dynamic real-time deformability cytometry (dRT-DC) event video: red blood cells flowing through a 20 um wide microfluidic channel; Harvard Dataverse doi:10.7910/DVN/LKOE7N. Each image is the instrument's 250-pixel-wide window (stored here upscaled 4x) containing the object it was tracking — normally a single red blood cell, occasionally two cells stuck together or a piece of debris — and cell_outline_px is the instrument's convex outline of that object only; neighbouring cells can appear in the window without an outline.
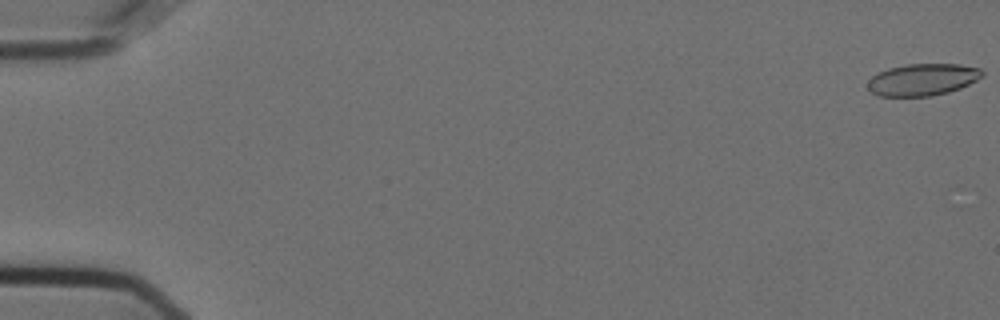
{"species": "Egyptian fruit bat (a non-hibernating species)", "species_latin": "Rousettus aegyptiacus", "temperature_condition": "cold", "stored_images_in_passage": 36, "camera_frame_rate_fps": 3000, "um_per_image_px": 0.085, "animal": {"sex": "female"}, "frame": {"image": 1, "passage_image": 1, "time_ms": 0.0, "image_size_px": [1000, 320], "cell_outline_px": [[984, 76], [960, 88], [948, 92], [932, 96], [880, 96], [872, 92], [868, 88], [868, 80], [872, 76], [888, 68], [908, 64], [960, 64], [980, 68], [984, 72]], "centroid_in_image_um": [78.44, 6.76], "position_along_channel_um": 6.6, "area_um2": 21.27}}
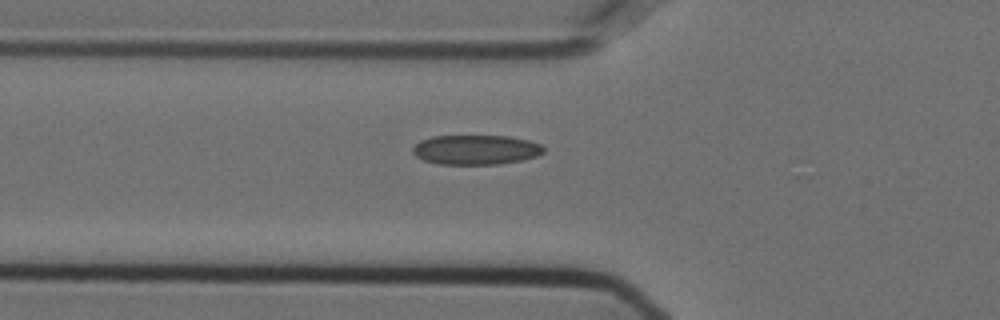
{"frame": {"image": 2, "passage_image": 21, "time_ms": 6.667, "image_size_px": [1000, 320], "cell_outline_px": [[544, 152], [536, 156], [520, 160], [496, 164], [436, 164], [424, 160], [416, 156], [412, 152], [412, 148], [420, 140], [432, 136], [508, 136], [528, 140], [540, 144], [544, 148]], "centroid_in_image_um": [40.41, 12.72], "position_along_channel_um": 85.4, "area_um2": 22.54}}
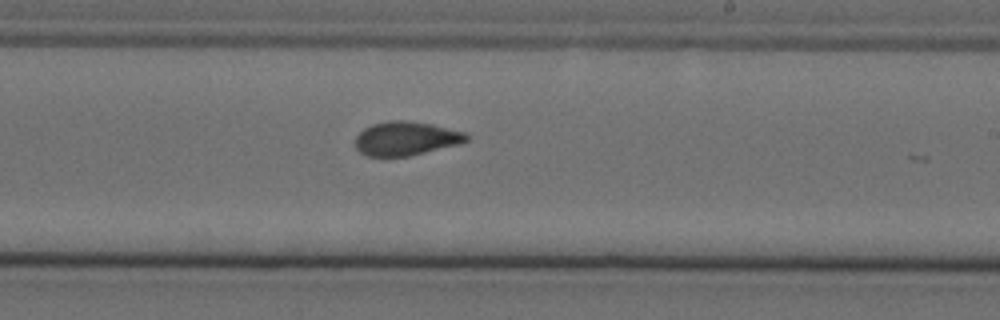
{"frame": {"image": 3, "passage_image": 35, "time_ms": 11.333, "image_size_px": [1000, 320], "cell_outline_px": [[468, 140], [460, 144], [408, 156], [368, 156], [360, 152], [356, 148], [356, 136], [364, 128], [372, 124], [388, 120], [404, 120], [432, 124], [468, 132]], "centroid_in_image_um": [34.53, 11.76], "position_along_channel_um": 254.5, "area_um2": 22.02}}